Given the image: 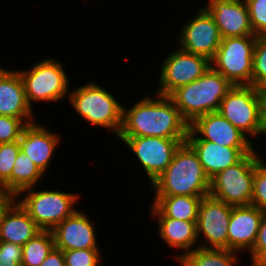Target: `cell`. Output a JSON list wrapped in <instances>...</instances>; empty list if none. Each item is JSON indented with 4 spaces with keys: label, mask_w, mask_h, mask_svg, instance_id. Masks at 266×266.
I'll list each match as a JSON object with an SVG mask.
<instances>
[{
    "label": "cell",
    "mask_w": 266,
    "mask_h": 266,
    "mask_svg": "<svg viewBox=\"0 0 266 266\" xmlns=\"http://www.w3.org/2000/svg\"><path fill=\"white\" fill-rule=\"evenodd\" d=\"M153 94L154 97L143 96L130 107L123 105L122 126L117 137L187 138L189 123L173 100Z\"/></svg>",
    "instance_id": "6da1fadb"
},
{
    "label": "cell",
    "mask_w": 266,
    "mask_h": 266,
    "mask_svg": "<svg viewBox=\"0 0 266 266\" xmlns=\"http://www.w3.org/2000/svg\"><path fill=\"white\" fill-rule=\"evenodd\" d=\"M150 186L154 196H208L210 179L196 152L184 142L166 170Z\"/></svg>",
    "instance_id": "7a4b0ae2"
},
{
    "label": "cell",
    "mask_w": 266,
    "mask_h": 266,
    "mask_svg": "<svg viewBox=\"0 0 266 266\" xmlns=\"http://www.w3.org/2000/svg\"><path fill=\"white\" fill-rule=\"evenodd\" d=\"M68 100L79 117L89 125L107 129L118 136L122 126L123 105L100 83L92 81L72 88Z\"/></svg>",
    "instance_id": "3957f363"
},
{
    "label": "cell",
    "mask_w": 266,
    "mask_h": 266,
    "mask_svg": "<svg viewBox=\"0 0 266 266\" xmlns=\"http://www.w3.org/2000/svg\"><path fill=\"white\" fill-rule=\"evenodd\" d=\"M233 85L210 68L197 80L178 87L169 97L189 125L199 116L218 112L222 99Z\"/></svg>",
    "instance_id": "277c9868"
},
{
    "label": "cell",
    "mask_w": 266,
    "mask_h": 266,
    "mask_svg": "<svg viewBox=\"0 0 266 266\" xmlns=\"http://www.w3.org/2000/svg\"><path fill=\"white\" fill-rule=\"evenodd\" d=\"M218 113L249 139L264 136L265 101L256 86H233L222 99Z\"/></svg>",
    "instance_id": "5b68a950"
},
{
    "label": "cell",
    "mask_w": 266,
    "mask_h": 266,
    "mask_svg": "<svg viewBox=\"0 0 266 266\" xmlns=\"http://www.w3.org/2000/svg\"><path fill=\"white\" fill-rule=\"evenodd\" d=\"M62 61L46 57L28 69L17 70L26 93L28 104L35 102L58 103L69 98L70 80ZM66 96V97H65ZM33 103V104H32Z\"/></svg>",
    "instance_id": "8992f818"
},
{
    "label": "cell",
    "mask_w": 266,
    "mask_h": 266,
    "mask_svg": "<svg viewBox=\"0 0 266 266\" xmlns=\"http://www.w3.org/2000/svg\"><path fill=\"white\" fill-rule=\"evenodd\" d=\"M79 197L80 193L39 190L35 186L21 191L15 200L42 230H52L79 209Z\"/></svg>",
    "instance_id": "52a82bcc"
},
{
    "label": "cell",
    "mask_w": 266,
    "mask_h": 266,
    "mask_svg": "<svg viewBox=\"0 0 266 266\" xmlns=\"http://www.w3.org/2000/svg\"><path fill=\"white\" fill-rule=\"evenodd\" d=\"M261 150L246 154L238 163L210 180L209 195L231 206L251 205L255 167L263 159Z\"/></svg>",
    "instance_id": "ba28073f"
},
{
    "label": "cell",
    "mask_w": 266,
    "mask_h": 266,
    "mask_svg": "<svg viewBox=\"0 0 266 266\" xmlns=\"http://www.w3.org/2000/svg\"><path fill=\"white\" fill-rule=\"evenodd\" d=\"M257 36L226 37L210 60L211 68L233 86L252 85L253 54Z\"/></svg>",
    "instance_id": "9c48e42d"
},
{
    "label": "cell",
    "mask_w": 266,
    "mask_h": 266,
    "mask_svg": "<svg viewBox=\"0 0 266 266\" xmlns=\"http://www.w3.org/2000/svg\"><path fill=\"white\" fill-rule=\"evenodd\" d=\"M134 153L151 185L169 166L179 146L186 138L156 136L117 137Z\"/></svg>",
    "instance_id": "30bf717a"
},
{
    "label": "cell",
    "mask_w": 266,
    "mask_h": 266,
    "mask_svg": "<svg viewBox=\"0 0 266 266\" xmlns=\"http://www.w3.org/2000/svg\"><path fill=\"white\" fill-rule=\"evenodd\" d=\"M176 48L160 65L156 94L169 96L178 87L197 80L211 68L208 58L187 52L178 46Z\"/></svg>",
    "instance_id": "8fae6325"
},
{
    "label": "cell",
    "mask_w": 266,
    "mask_h": 266,
    "mask_svg": "<svg viewBox=\"0 0 266 266\" xmlns=\"http://www.w3.org/2000/svg\"><path fill=\"white\" fill-rule=\"evenodd\" d=\"M182 24L176 37L177 46L187 52L211 60L219 48L222 37L213 16L202 6Z\"/></svg>",
    "instance_id": "7c38bea8"
},
{
    "label": "cell",
    "mask_w": 266,
    "mask_h": 266,
    "mask_svg": "<svg viewBox=\"0 0 266 266\" xmlns=\"http://www.w3.org/2000/svg\"><path fill=\"white\" fill-rule=\"evenodd\" d=\"M231 205L208 195L198 208L197 236L201 248L228 249V226Z\"/></svg>",
    "instance_id": "4fadbf2b"
},
{
    "label": "cell",
    "mask_w": 266,
    "mask_h": 266,
    "mask_svg": "<svg viewBox=\"0 0 266 266\" xmlns=\"http://www.w3.org/2000/svg\"><path fill=\"white\" fill-rule=\"evenodd\" d=\"M186 139H203L226 147H254L256 144L218 112L197 117L189 125Z\"/></svg>",
    "instance_id": "5bb4252c"
},
{
    "label": "cell",
    "mask_w": 266,
    "mask_h": 266,
    "mask_svg": "<svg viewBox=\"0 0 266 266\" xmlns=\"http://www.w3.org/2000/svg\"><path fill=\"white\" fill-rule=\"evenodd\" d=\"M81 209L55 226L51 232L55 248L65 250L100 249L95 224Z\"/></svg>",
    "instance_id": "9a60e30c"
},
{
    "label": "cell",
    "mask_w": 266,
    "mask_h": 266,
    "mask_svg": "<svg viewBox=\"0 0 266 266\" xmlns=\"http://www.w3.org/2000/svg\"><path fill=\"white\" fill-rule=\"evenodd\" d=\"M204 7L213 16L220 35L226 37L255 36L245 0H208Z\"/></svg>",
    "instance_id": "2e32d148"
},
{
    "label": "cell",
    "mask_w": 266,
    "mask_h": 266,
    "mask_svg": "<svg viewBox=\"0 0 266 266\" xmlns=\"http://www.w3.org/2000/svg\"><path fill=\"white\" fill-rule=\"evenodd\" d=\"M39 122L27 124L19 139L20 150L41 169L46 175L52 158L57 151L61 137L58 133Z\"/></svg>",
    "instance_id": "e0dca14e"
},
{
    "label": "cell",
    "mask_w": 266,
    "mask_h": 266,
    "mask_svg": "<svg viewBox=\"0 0 266 266\" xmlns=\"http://www.w3.org/2000/svg\"><path fill=\"white\" fill-rule=\"evenodd\" d=\"M0 115L35 122L34 109L28 104L22 79L17 70L0 67Z\"/></svg>",
    "instance_id": "ac0fdd59"
},
{
    "label": "cell",
    "mask_w": 266,
    "mask_h": 266,
    "mask_svg": "<svg viewBox=\"0 0 266 266\" xmlns=\"http://www.w3.org/2000/svg\"><path fill=\"white\" fill-rule=\"evenodd\" d=\"M263 212L253 205L233 206L228 226V250L243 253L253 248Z\"/></svg>",
    "instance_id": "d6986e66"
},
{
    "label": "cell",
    "mask_w": 266,
    "mask_h": 266,
    "mask_svg": "<svg viewBox=\"0 0 266 266\" xmlns=\"http://www.w3.org/2000/svg\"><path fill=\"white\" fill-rule=\"evenodd\" d=\"M196 152L206 176L211 180L218 173L238 163L254 147H226L203 139H186Z\"/></svg>",
    "instance_id": "ffe728a7"
},
{
    "label": "cell",
    "mask_w": 266,
    "mask_h": 266,
    "mask_svg": "<svg viewBox=\"0 0 266 266\" xmlns=\"http://www.w3.org/2000/svg\"><path fill=\"white\" fill-rule=\"evenodd\" d=\"M157 219L158 236L165 242L168 248H175L182 252L176 254V261L182 256L194 249L199 248L197 236V221L177 220L170 217H153Z\"/></svg>",
    "instance_id": "44dd1931"
},
{
    "label": "cell",
    "mask_w": 266,
    "mask_h": 266,
    "mask_svg": "<svg viewBox=\"0 0 266 266\" xmlns=\"http://www.w3.org/2000/svg\"><path fill=\"white\" fill-rule=\"evenodd\" d=\"M41 231L42 229L16 200L9 205L1 216L0 241L23 246Z\"/></svg>",
    "instance_id": "7402d4cb"
},
{
    "label": "cell",
    "mask_w": 266,
    "mask_h": 266,
    "mask_svg": "<svg viewBox=\"0 0 266 266\" xmlns=\"http://www.w3.org/2000/svg\"><path fill=\"white\" fill-rule=\"evenodd\" d=\"M206 196H153L150 217H170L184 221H198L200 201Z\"/></svg>",
    "instance_id": "603a6c76"
},
{
    "label": "cell",
    "mask_w": 266,
    "mask_h": 266,
    "mask_svg": "<svg viewBox=\"0 0 266 266\" xmlns=\"http://www.w3.org/2000/svg\"><path fill=\"white\" fill-rule=\"evenodd\" d=\"M239 255L240 253L228 249L199 247L182 255L177 262L179 266H238Z\"/></svg>",
    "instance_id": "cb8c5ba5"
},
{
    "label": "cell",
    "mask_w": 266,
    "mask_h": 266,
    "mask_svg": "<svg viewBox=\"0 0 266 266\" xmlns=\"http://www.w3.org/2000/svg\"><path fill=\"white\" fill-rule=\"evenodd\" d=\"M45 174L23 151H19L11 172V194L16 197L21 191L39 186Z\"/></svg>",
    "instance_id": "d4e9b609"
},
{
    "label": "cell",
    "mask_w": 266,
    "mask_h": 266,
    "mask_svg": "<svg viewBox=\"0 0 266 266\" xmlns=\"http://www.w3.org/2000/svg\"><path fill=\"white\" fill-rule=\"evenodd\" d=\"M54 248L51 230H42L22 246L21 266H40Z\"/></svg>",
    "instance_id": "484cf974"
},
{
    "label": "cell",
    "mask_w": 266,
    "mask_h": 266,
    "mask_svg": "<svg viewBox=\"0 0 266 266\" xmlns=\"http://www.w3.org/2000/svg\"><path fill=\"white\" fill-rule=\"evenodd\" d=\"M20 151L19 141L0 143V186L11 193V172Z\"/></svg>",
    "instance_id": "4316f807"
},
{
    "label": "cell",
    "mask_w": 266,
    "mask_h": 266,
    "mask_svg": "<svg viewBox=\"0 0 266 266\" xmlns=\"http://www.w3.org/2000/svg\"><path fill=\"white\" fill-rule=\"evenodd\" d=\"M102 249H77L63 251L65 266H99L104 259Z\"/></svg>",
    "instance_id": "83f0119b"
},
{
    "label": "cell",
    "mask_w": 266,
    "mask_h": 266,
    "mask_svg": "<svg viewBox=\"0 0 266 266\" xmlns=\"http://www.w3.org/2000/svg\"><path fill=\"white\" fill-rule=\"evenodd\" d=\"M251 205L266 212V162L262 159L255 167Z\"/></svg>",
    "instance_id": "f1b7e54d"
},
{
    "label": "cell",
    "mask_w": 266,
    "mask_h": 266,
    "mask_svg": "<svg viewBox=\"0 0 266 266\" xmlns=\"http://www.w3.org/2000/svg\"><path fill=\"white\" fill-rule=\"evenodd\" d=\"M26 125L22 119L0 115V143L19 141Z\"/></svg>",
    "instance_id": "f546056e"
},
{
    "label": "cell",
    "mask_w": 266,
    "mask_h": 266,
    "mask_svg": "<svg viewBox=\"0 0 266 266\" xmlns=\"http://www.w3.org/2000/svg\"><path fill=\"white\" fill-rule=\"evenodd\" d=\"M255 36L266 35V0H245Z\"/></svg>",
    "instance_id": "4dcf8cb0"
},
{
    "label": "cell",
    "mask_w": 266,
    "mask_h": 266,
    "mask_svg": "<svg viewBox=\"0 0 266 266\" xmlns=\"http://www.w3.org/2000/svg\"><path fill=\"white\" fill-rule=\"evenodd\" d=\"M266 77V35L257 36L253 54L252 86Z\"/></svg>",
    "instance_id": "1f68e13d"
},
{
    "label": "cell",
    "mask_w": 266,
    "mask_h": 266,
    "mask_svg": "<svg viewBox=\"0 0 266 266\" xmlns=\"http://www.w3.org/2000/svg\"><path fill=\"white\" fill-rule=\"evenodd\" d=\"M249 253L252 266H266V212L263 213L256 242Z\"/></svg>",
    "instance_id": "d6a6232c"
},
{
    "label": "cell",
    "mask_w": 266,
    "mask_h": 266,
    "mask_svg": "<svg viewBox=\"0 0 266 266\" xmlns=\"http://www.w3.org/2000/svg\"><path fill=\"white\" fill-rule=\"evenodd\" d=\"M22 246L0 241V266H21Z\"/></svg>",
    "instance_id": "836d02e7"
},
{
    "label": "cell",
    "mask_w": 266,
    "mask_h": 266,
    "mask_svg": "<svg viewBox=\"0 0 266 266\" xmlns=\"http://www.w3.org/2000/svg\"><path fill=\"white\" fill-rule=\"evenodd\" d=\"M40 266H65L63 251L54 248Z\"/></svg>",
    "instance_id": "e575fe53"
},
{
    "label": "cell",
    "mask_w": 266,
    "mask_h": 266,
    "mask_svg": "<svg viewBox=\"0 0 266 266\" xmlns=\"http://www.w3.org/2000/svg\"><path fill=\"white\" fill-rule=\"evenodd\" d=\"M15 200V197L2 186H0V219L3 212L9 207V205Z\"/></svg>",
    "instance_id": "d590c367"
},
{
    "label": "cell",
    "mask_w": 266,
    "mask_h": 266,
    "mask_svg": "<svg viewBox=\"0 0 266 266\" xmlns=\"http://www.w3.org/2000/svg\"><path fill=\"white\" fill-rule=\"evenodd\" d=\"M257 92L266 101V77L256 85Z\"/></svg>",
    "instance_id": "8d00e7d4"
},
{
    "label": "cell",
    "mask_w": 266,
    "mask_h": 266,
    "mask_svg": "<svg viewBox=\"0 0 266 266\" xmlns=\"http://www.w3.org/2000/svg\"><path fill=\"white\" fill-rule=\"evenodd\" d=\"M266 136V101H265V133H264V137Z\"/></svg>",
    "instance_id": "74e56055"
}]
</instances>
